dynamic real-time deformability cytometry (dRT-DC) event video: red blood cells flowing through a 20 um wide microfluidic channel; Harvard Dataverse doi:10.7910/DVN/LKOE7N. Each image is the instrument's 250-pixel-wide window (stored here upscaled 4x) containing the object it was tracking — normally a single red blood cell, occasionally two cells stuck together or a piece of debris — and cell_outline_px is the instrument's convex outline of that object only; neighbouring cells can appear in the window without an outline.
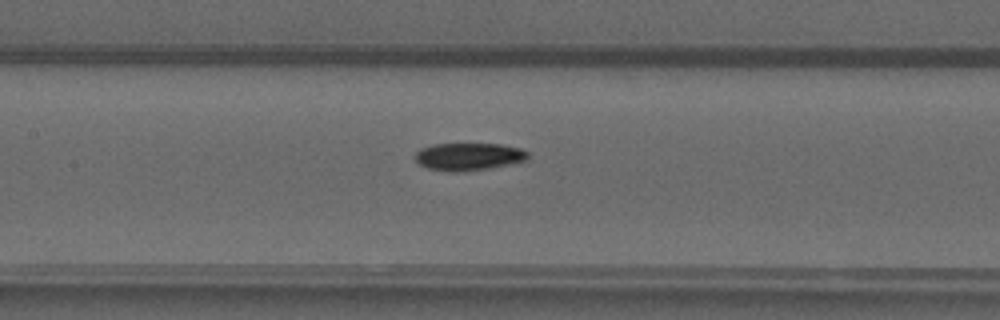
{"species": "common noctule bat (a hibernating species)", "species_latin": "Nyctalus noctula", "temperature_condition": "warm", "stored_images_in_passage": 45, "camera_frame_rate_fps": 3000, "um_per_image_px": 0.085, "animal": {"sex": "male", "forearm_length_mm": 52.5}, "frame": {"image": 1, "passage_image": 18, "time_ms": 5.667, "image_size_px": [1000, 320], "cell_outline_px": [[528, 156], [524, 160], [488, 168], [464, 172], [448, 172], [428, 168], [420, 164], [416, 160], [416, 152], [420, 148], [432, 144], [500, 144], [520, 148], [528, 152]], "centroid_in_image_um": [39.78, 13.31], "position_along_channel_um": 167.6, "area_um2": 17.92}}
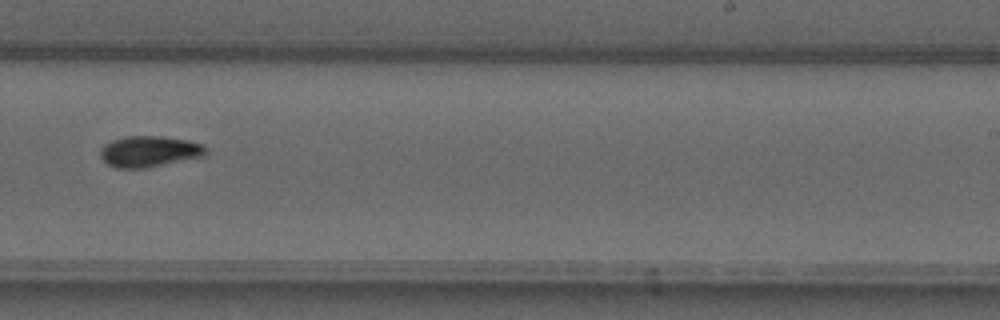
{"frame": {"image": 2, "passage_image": 26, "time_ms": 8.333, "image_size_px": [1000, 320], "cell_outline_px": [[204, 156], [144, 168], [116, 168], [108, 164], [100, 156], [100, 148], [104, 144], [112, 140], [124, 136], [160, 136], [188, 140], [204, 144]], "centroid_in_image_um": [12.64, 12.86], "position_along_channel_um": 276.4, "area_um2": 18.96}}
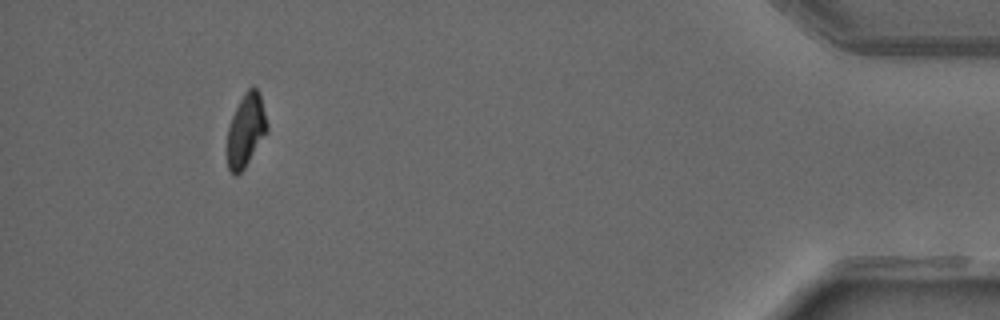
{"frame": {"image": 3, "passage_image": 41, "time_ms": 13.333, "image_size_px": [1000, 320], "cell_outline_px": [[268, 128], [244, 168], [236, 176], [228, 168], [228, 128], [232, 116], [244, 92], [252, 84], [260, 92], [268, 124]], "centroid_in_image_um": [20.91, 11.0], "position_along_channel_um": 414.3, "area_um2": 16.59}, "authors_computed_cell_mechanics": {"area_um2": 18.207, "velocity_mm_per_s": 4.092, "shape_relaxation_time_tau1_ms": 4.7508, "shape_relaxation_time_tau2_ms": null, "deformation_change_tau1": 0.1617, "deformation_change_tau2": null}}